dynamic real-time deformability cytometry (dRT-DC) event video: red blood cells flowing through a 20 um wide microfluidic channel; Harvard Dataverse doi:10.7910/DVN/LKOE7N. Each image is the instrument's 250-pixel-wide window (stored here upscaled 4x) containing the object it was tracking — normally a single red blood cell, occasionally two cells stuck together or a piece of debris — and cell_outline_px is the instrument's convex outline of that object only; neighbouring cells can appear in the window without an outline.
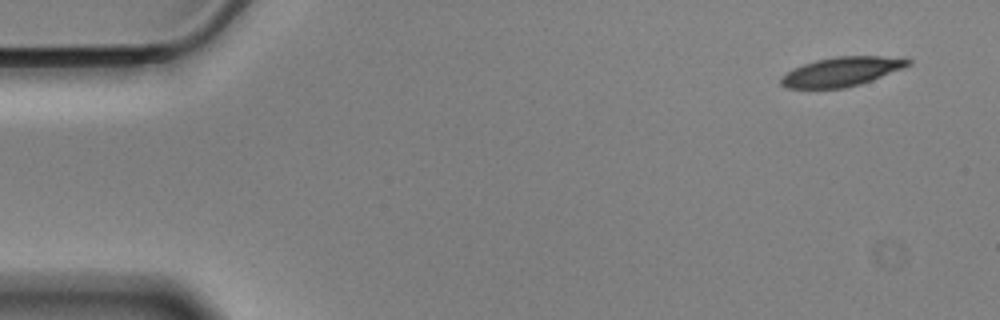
{"species": "Egyptian fruit bat (a non-hibernating species)", "species_latin": "Rousettus aegyptiacus", "temperature_condition": "cold", "stored_images_in_passage": 55, "camera_frame_rate_fps": 3000, "um_per_image_px": 0.085, "animal": {"sex": "male"}, "frame": {"image": 1, "passage_image": 1, "time_ms": 0.0, "image_size_px": [1000, 320], "cell_outline_px": [[912, 64], [904, 68], [872, 80], [860, 84], [844, 88], [788, 88], [780, 84], [780, 80], [792, 68], [816, 60], [836, 56], [880, 56], [912, 60]], "centroid_in_image_um": [71.55, 6.09], "position_along_channel_um": 13.5, "area_um2": 21.44}}
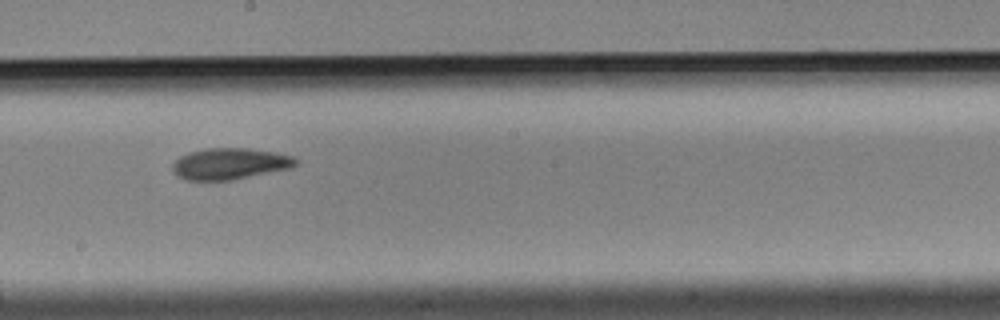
{"frame": {"image": 2, "passage_image": 29, "time_ms": 9.333, "image_size_px": [1000, 320], "cell_outline_px": [[300, 164], [292, 168], [232, 180], [184, 180], [176, 176], [172, 172], [172, 164], [180, 156], [188, 152], [204, 148], [248, 148], [276, 152], [292, 156], [300, 160]], "centroid_in_image_um": [19.56, 13.92], "position_along_channel_um": 228.6, "area_um2": 22.95}}
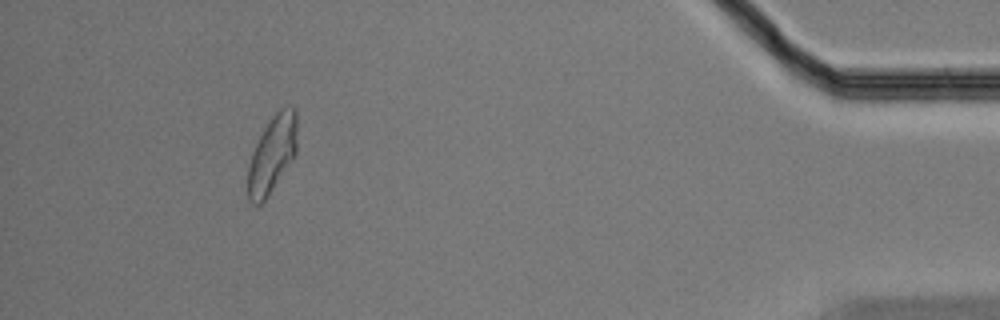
{"frame": {"image": 3, "passage_image": 50, "time_ms": 16.333, "image_size_px": [1000, 320], "cell_outline_px": [[296, 156], [264, 200], [260, 204], [252, 204], [248, 200], [248, 164], [252, 152], [268, 120], [280, 108], [288, 104], [296, 108]], "centroid_in_image_um": [23.14, 13.08], "position_along_channel_um": 412.1, "area_um2": 22.2}, "authors_computed_cell_mechanics": {"area_um2": 22.1952, "velocity_mm_per_s": 3.4914, "shape_relaxation_time_tau1_ms": 8.2039, "shape_relaxation_time_tau2_ms": 4.0413, "deformation_change_tau1": 0.1856, "deformation_change_tau2": 0.0895}}